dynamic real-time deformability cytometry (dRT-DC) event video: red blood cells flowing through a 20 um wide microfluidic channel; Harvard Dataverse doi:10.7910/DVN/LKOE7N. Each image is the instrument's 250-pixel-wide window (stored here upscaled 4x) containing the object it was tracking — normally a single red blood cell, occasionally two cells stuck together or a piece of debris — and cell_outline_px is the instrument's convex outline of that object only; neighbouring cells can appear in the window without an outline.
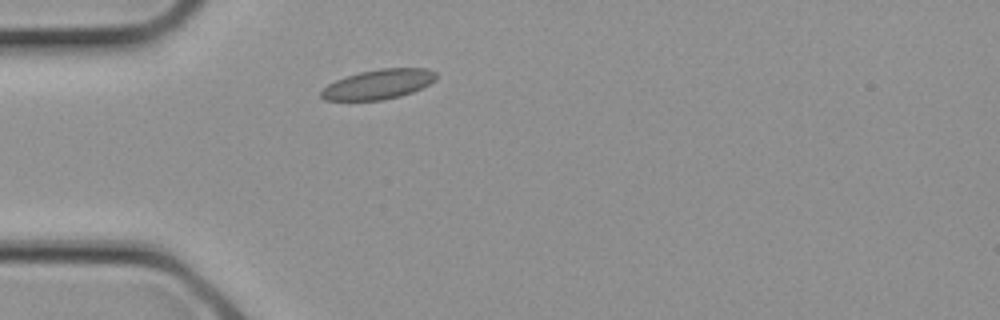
{"species": "common noctule bat (a hibernating species)", "species_latin": "Nyctalus noctula", "temperature_condition": "cold", "stored_images_in_passage": 5, "camera_frame_rate_fps": 3000, "um_per_image_px": 0.085, "animal": {"sex": "female", "body_mass_g": 21.9}, "frame": {"image": 1, "passage_image": 1, "time_ms": 0.0, "image_size_px": [1000, 320], "cell_outline_px": [[436, 80], [412, 92], [400, 96], [384, 100], [324, 100], [320, 96], [320, 92], [328, 84], [336, 80], [360, 72], [380, 68], [428, 68], [436, 72]], "centroid_in_image_um": [32.17, 7.16], "position_along_channel_um": 52.8, "area_um2": 19.83}}
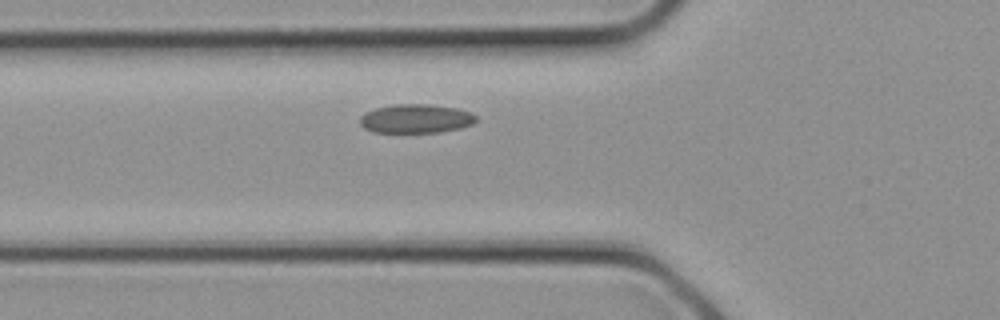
{"frame": {"image": 2, "passage_image": 3, "time_ms": 0.667, "image_size_px": [1000, 320], "cell_outline_px": [[476, 120], [472, 124], [460, 128], [440, 132], [372, 132], [364, 128], [360, 124], [360, 116], [364, 112], [376, 108], [396, 104], [428, 104], [456, 108], [472, 112], [476, 116]], "centroid_in_image_um": [35.34, 10.08], "position_along_channel_um": 90.5, "area_um2": 19.59}}
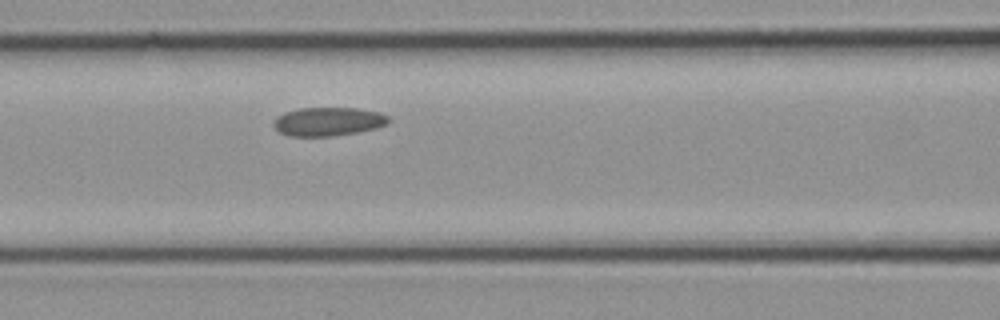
{"frame": {"image": 3, "passage_image": 5, "time_ms": 1.333, "image_size_px": [1000, 320], "cell_outline_px": [[392, 120], [388, 124], [376, 128], [356, 132], [332, 136], [288, 136], [280, 132], [272, 124], [276, 116], [284, 112], [300, 108], [356, 108], [380, 112], [388, 116]], "centroid_in_image_um": [27.9, 10.33], "position_along_channel_um": 138.7, "area_um2": 19.31}}